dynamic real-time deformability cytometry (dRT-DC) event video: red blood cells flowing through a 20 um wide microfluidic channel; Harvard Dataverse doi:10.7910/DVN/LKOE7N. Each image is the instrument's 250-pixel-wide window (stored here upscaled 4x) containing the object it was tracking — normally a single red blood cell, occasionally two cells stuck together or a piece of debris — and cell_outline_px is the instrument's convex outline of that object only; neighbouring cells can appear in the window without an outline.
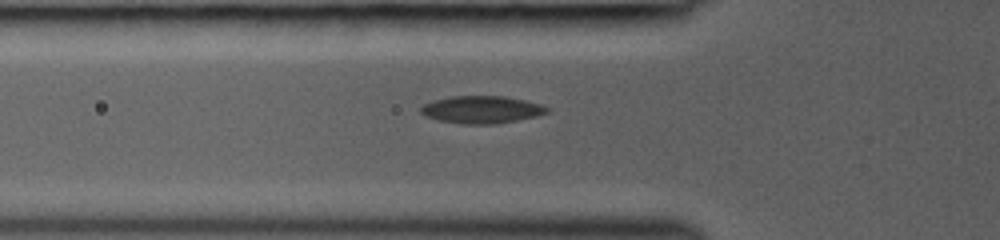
{"species": "common noctule bat (a hibernating species)", "species_latin": "Nyctalus noctula", "temperature_condition": "room temperature", "stored_images_in_passage": 33, "camera_frame_rate_fps": 3000, "um_per_image_px": 0.085, "animal": {"sex": "female", "body_mass_g": 19.0, "forearm_length_mm": 53.3}, "frame": {"image": 1, "passage_image": 8, "time_ms": 2.333, "image_size_px": [1000, 240], "cell_outline_px": [[548, 112], [536, 116], [496, 124], [460, 124], [440, 120], [424, 116], [420, 112], [420, 108], [424, 104], [432, 100], [448, 96], [504, 96], [524, 100], [540, 104], [548, 108]], "centroid_in_image_um": [40.89, 9.31], "position_along_channel_um": 84.9, "area_um2": 20.17}}
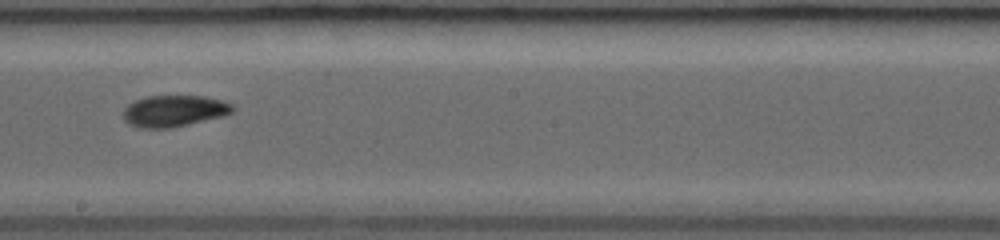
{"frame": {"image": 2, "passage_image": 18, "time_ms": 5.667, "image_size_px": [1000, 240], "cell_outline_px": [[236, 108], [232, 112], [224, 116], [188, 124], [168, 128], [140, 128], [128, 124], [124, 120], [124, 108], [128, 104], [136, 100], [148, 96], [204, 96], [220, 100], [232, 104]], "centroid_in_image_um": [14.8, 9.43], "position_along_channel_um": 233.4, "area_um2": 20.0}}
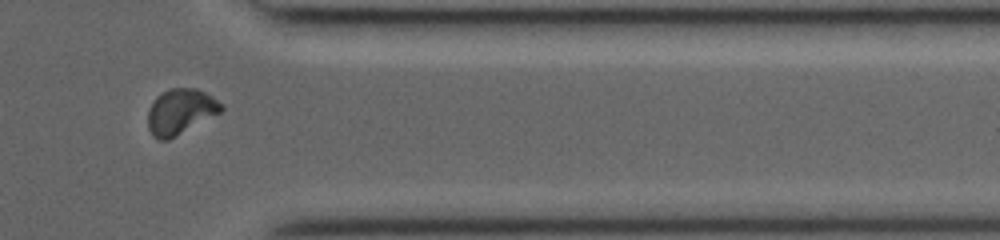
{"frame": {"image": 3, "passage_image": 29, "time_ms": 9.333, "image_size_px": [1000, 240], "cell_outline_px": [[224, 108], [220, 112], [176, 136], [168, 140], [156, 140], [152, 136], [148, 128], [148, 108], [152, 100], [156, 96], [172, 88], [196, 88], [212, 96], [224, 104]], "centroid_in_image_um": [15.31, 9.49], "position_along_channel_um": 396.1, "area_um2": 19.48}}